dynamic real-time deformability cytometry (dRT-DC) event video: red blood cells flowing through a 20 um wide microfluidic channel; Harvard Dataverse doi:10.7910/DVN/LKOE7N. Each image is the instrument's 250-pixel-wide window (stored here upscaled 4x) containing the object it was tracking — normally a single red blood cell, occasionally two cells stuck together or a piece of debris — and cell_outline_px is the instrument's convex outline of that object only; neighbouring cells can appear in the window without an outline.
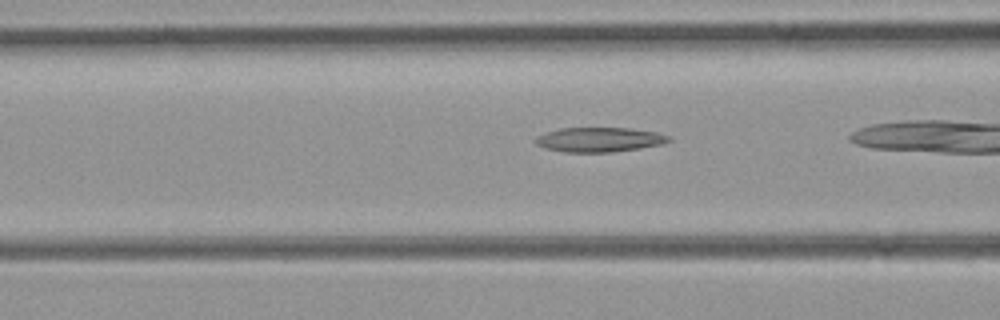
{"species": "common noctule bat (a hibernating species)", "species_latin": "Nyctalus noctula", "temperature_condition": "room temperature", "stored_images_in_passage": 27, "camera_frame_rate_fps": 3000, "um_per_image_px": 0.085, "animal": {"sex": "female", "body_mass_g": 21.9}, "frame": {"image": 1, "passage_image": 8, "time_ms": 2.333, "image_size_px": [1000, 320], "cell_outline_px": [[672, 140], [660, 144], [640, 148], [612, 152], [564, 152], [544, 148], [536, 144], [532, 140], [536, 136], [560, 128], [628, 128], [656, 132], [672, 136]], "centroid_in_image_um": [50.92, 11.87], "position_along_channel_um": 115.7, "area_um2": 19.13}}
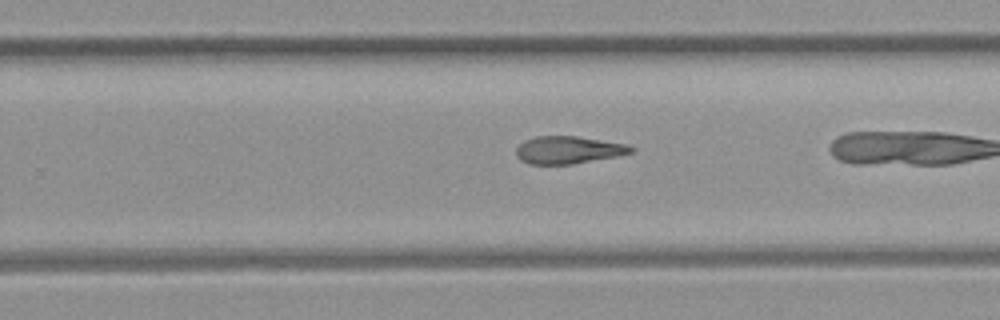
{"frame": {"image": 2, "passage_image": 20, "time_ms": 6.333, "image_size_px": [1000, 320], "cell_outline_px": [[636, 148], [632, 152], [616, 156], [572, 164], [528, 164], [520, 160], [516, 156], [516, 148], [524, 140], [536, 136], [576, 136], [628, 144]], "centroid_in_image_um": [48.29, 12.74], "position_along_channel_um": 281.5, "area_um2": 18.44}}
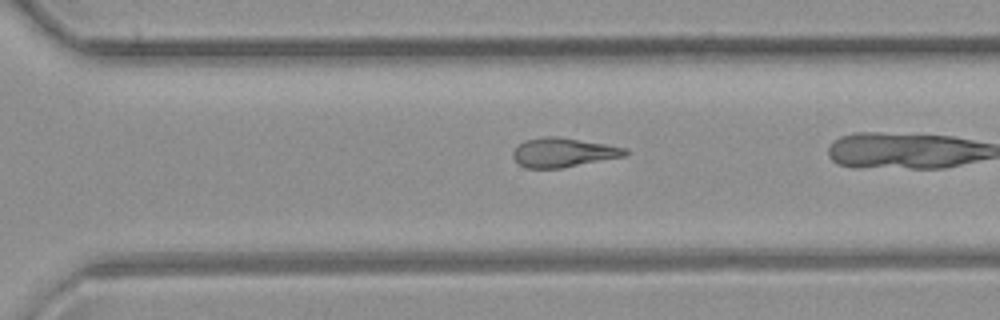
{"frame": {"image": 3, "passage_image": 23, "time_ms": 7.333, "image_size_px": [1000, 320], "cell_outline_px": [[628, 152], [624, 156], [560, 168], [528, 168], [520, 164], [512, 156], [512, 152], [516, 144], [524, 140], [544, 136], [556, 136], [628, 148]], "centroid_in_image_um": [47.82, 12.94], "position_along_channel_um": 322.8, "area_um2": 18.96}}